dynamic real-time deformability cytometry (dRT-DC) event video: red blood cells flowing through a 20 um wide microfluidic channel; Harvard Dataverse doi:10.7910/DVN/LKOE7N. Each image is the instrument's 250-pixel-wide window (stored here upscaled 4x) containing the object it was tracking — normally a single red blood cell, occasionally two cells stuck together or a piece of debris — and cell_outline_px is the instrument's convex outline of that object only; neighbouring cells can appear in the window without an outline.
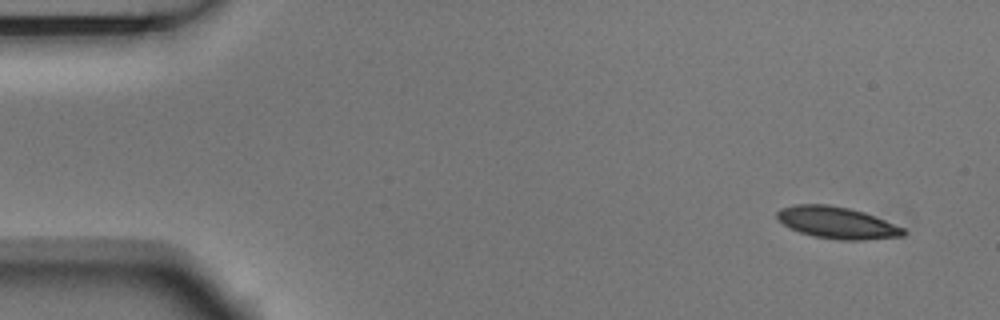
{"species": "Egyptian fruit bat (a non-hibernating species)", "species_latin": "Rousettus aegyptiacus", "temperature_condition": "room temperature", "stored_images_in_passage": 6, "camera_frame_rate_fps": 3000, "um_per_image_px": 0.085, "animal": {"sex": "male"}, "frame": {"image": 1, "passage_image": 1, "time_ms": 0.0, "image_size_px": [1000, 320], "cell_outline_px": [[904, 236], [864, 240], [840, 240], [816, 236], [800, 232], [784, 224], [776, 216], [776, 212], [780, 208], [796, 204], [828, 204], [848, 208], [864, 212], [904, 228]], "centroid_in_image_um": [71.14, 18.92], "position_along_channel_um": 13.9, "area_um2": 23.12}}
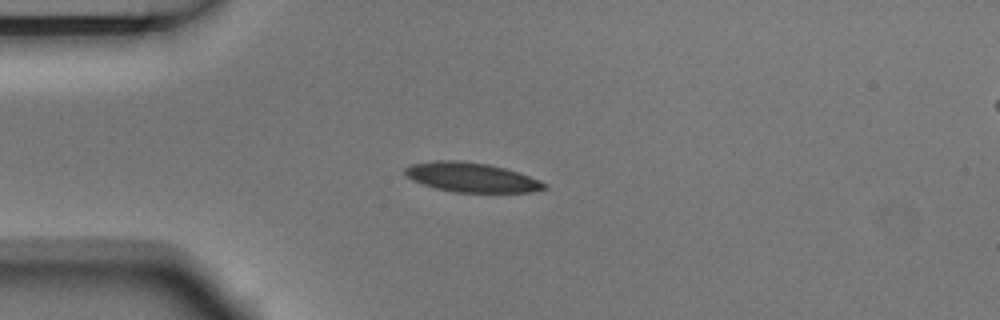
{"frame": {"image": 2, "passage_image": 4, "time_ms": 1.0, "image_size_px": [1000, 320], "cell_outline_px": [[548, 188], [532, 192], [452, 192], [436, 188], [412, 180], [404, 176], [404, 168], [412, 164], [436, 160], [456, 160], [488, 164], [504, 168], [540, 180], [548, 184]], "centroid_in_image_um": [40.06, 15.08], "position_along_channel_um": 44.9, "area_um2": 23.87}}
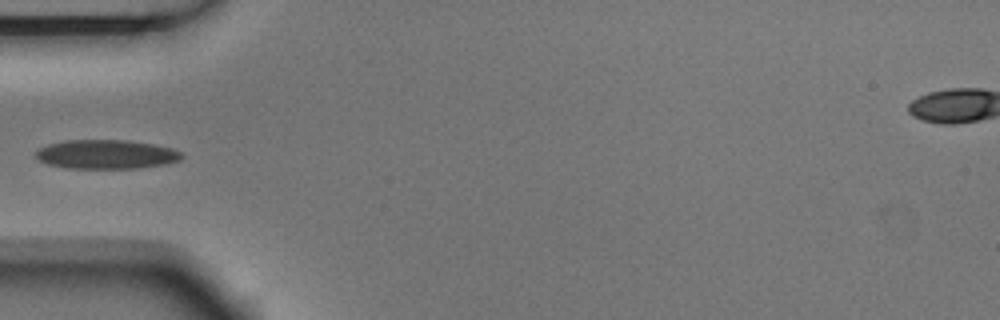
{"frame": {"image": 3, "passage_image": 5, "time_ms": 1.333, "image_size_px": [1000, 320], "cell_outline_px": [[184, 156], [180, 160], [164, 164], [140, 168], [68, 168], [48, 164], [40, 160], [36, 156], [36, 152], [40, 148], [48, 144], [64, 140], [128, 140], [152, 144], [172, 148], [180, 152]], "centroid_in_image_um": [9.04, 13.11], "position_along_channel_um": 76.0, "area_um2": 24.62}}